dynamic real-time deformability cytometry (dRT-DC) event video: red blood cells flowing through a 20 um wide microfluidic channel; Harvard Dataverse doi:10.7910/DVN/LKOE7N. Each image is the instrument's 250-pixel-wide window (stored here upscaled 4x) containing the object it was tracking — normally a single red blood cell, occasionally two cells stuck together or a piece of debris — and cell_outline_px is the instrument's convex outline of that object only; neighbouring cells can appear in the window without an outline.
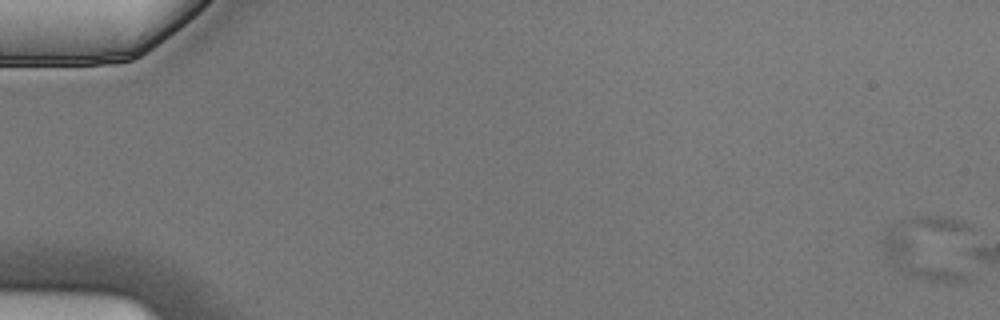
{"species": "Egyptian fruit bat (a non-hibernating species)", "species_latin": "Rousettus aegyptiacus", "temperature_condition": "cold", "stored_images_in_passage": 6, "camera_frame_rate_fps": 3000, "um_per_image_px": 0.085, "animal": {"sex": "male"}, "frame": {"image": 1, "passage_image": 1, "time_ms": 0.0, "image_size_px": [1000, 320], "cell_outline_px": [[976, 280], [968, 284], [948, 284], [924, 280], [912, 276], [900, 268], [884, 252], [884, 232], [896, 220], [908, 216], [940, 216], [960, 220], [972, 224], [976, 276]], "centroid_in_image_um": [79.29, 21.14], "position_along_channel_um": 5.7, "area_um2": 37.57}}